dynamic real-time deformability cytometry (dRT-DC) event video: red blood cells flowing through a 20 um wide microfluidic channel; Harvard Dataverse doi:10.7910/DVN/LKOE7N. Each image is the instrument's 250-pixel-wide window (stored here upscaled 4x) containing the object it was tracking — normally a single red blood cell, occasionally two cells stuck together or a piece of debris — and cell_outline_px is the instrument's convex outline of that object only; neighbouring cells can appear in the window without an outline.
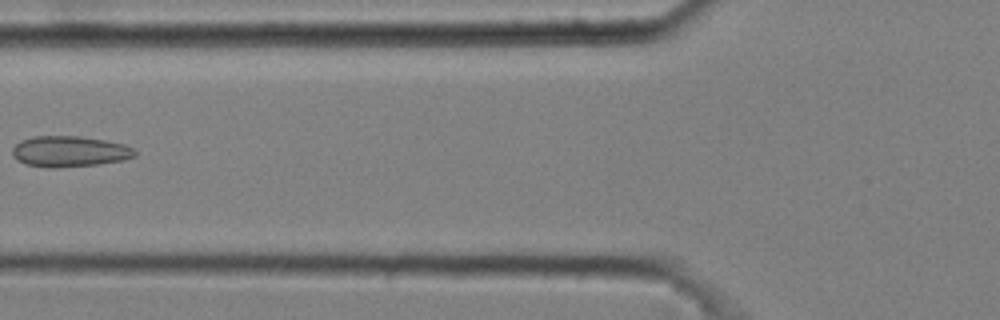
{"species": "common noctule bat (a hibernating species)", "species_latin": "Nyctalus noctula", "temperature_condition": "cold", "stored_images_in_passage": 6, "camera_frame_rate_fps": 3000, "um_per_image_px": 0.085, "animal": {"sex": "male", "body_mass_g": 20.4}, "frame": {"image": 1, "passage_image": 6, "time_ms": 1.667, "image_size_px": [1000, 320], "cell_outline_px": [[136, 156], [120, 160], [96, 164], [56, 168], [28, 164], [16, 160], [12, 156], [12, 148], [20, 140], [32, 136], [80, 136], [104, 140], [124, 144], [132, 148], [136, 152]], "centroid_in_image_um": [5.87, 12.86], "position_along_channel_um": 119.9, "area_um2": 21.85}}